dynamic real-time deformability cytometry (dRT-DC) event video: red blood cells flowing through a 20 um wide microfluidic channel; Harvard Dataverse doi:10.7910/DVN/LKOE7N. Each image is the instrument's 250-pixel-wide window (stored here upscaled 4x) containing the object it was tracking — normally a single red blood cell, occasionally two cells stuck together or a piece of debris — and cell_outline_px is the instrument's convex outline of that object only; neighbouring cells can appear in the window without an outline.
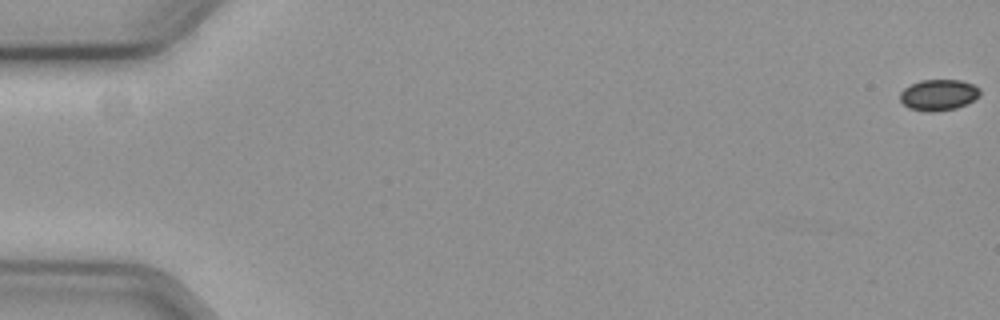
{"species": "common noctule bat (a hibernating species)", "species_latin": "Nyctalus noctula", "temperature_condition": "cold", "stored_images_in_passage": 59, "camera_frame_rate_fps": 3000, "um_per_image_px": 0.085, "animal": {"sex": "female", "body_mass_g": 19.3, "forearm_length_mm": 54.1}, "frame": {"image": 1, "passage_image": 1, "time_ms": 0.0, "image_size_px": [1000, 320], "cell_outline_px": [[980, 96], [956, 108], [932, 112], [928, 112], [908, 108], [900, 100], [900, 92], [904, 88], [920, 80], [960, 80], [972, 84], [980, 88]], "centroid_in_image_um": [79.76, 8.06], "position_along_channel_um": 5.2, "area_um2": 14.39}}
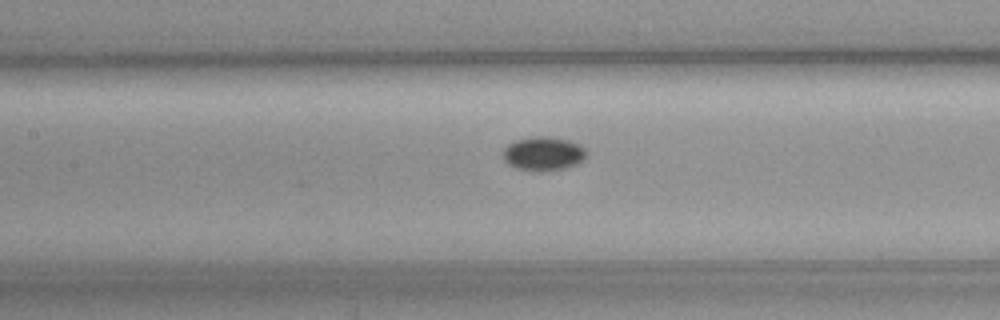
{"frame": {"image": 2, "passage_image": 28, "time_ms": 9.0, "image_size_px": [1000, 320], "cell_outline_px": [[584, 156], [576, 164], [564, 168], [540, 172], [516, 168], [508, 164], [504, 160], [504, 148], [508, 144], [516, 140], [528, 136], [548, 136], [568, 140], [580, 144], [584, 148]], "centroid_in_image_um": [46.14, 13.05], "position_along_channel_um": 161.3, "area_um2": 16.36}}
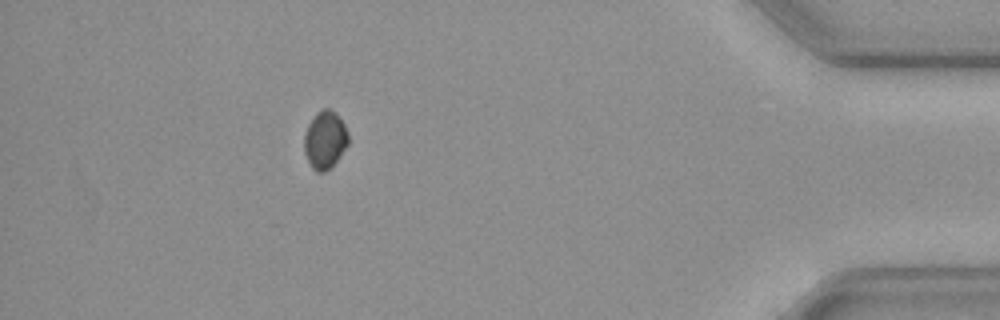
{"frame": {"image": 3, "passage_image": 53, "time_ms": 17.333, "image_size_px": [1000, 320], "cell_outline_px": [[348, 144], [336, 160], [324, 172], [316, 172], [312, 168], [304, 152], [304, 136], [308, 124], [316, 112], [324, 108], [332, 108], [336, 112], [344, 124], [348, 132]], "centroid_in_image_um": [27.61, 11.85], "position_along_channel_um": 407.6, "area_um2": 14.8}}